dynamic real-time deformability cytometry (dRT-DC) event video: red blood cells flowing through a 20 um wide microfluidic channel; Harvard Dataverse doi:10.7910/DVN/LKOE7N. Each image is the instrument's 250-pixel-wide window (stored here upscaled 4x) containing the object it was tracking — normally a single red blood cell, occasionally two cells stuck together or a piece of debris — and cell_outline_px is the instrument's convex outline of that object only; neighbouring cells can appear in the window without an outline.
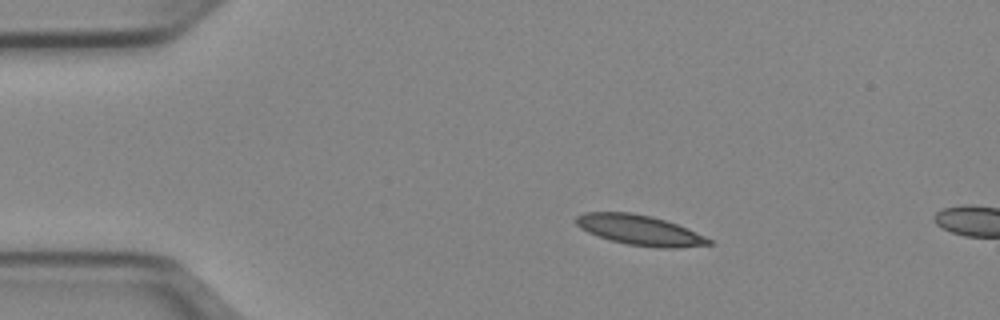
{"species": "Egyptian fruit bat (a non-hibernating species)", "species_latin": "Rousettus aegyptiacus", "temperature_condition": "cold", "stored_images_in_passage": 5, "camera_frame_rate_fps": 3000, "um_per_image_px": 0.085, "animal": {"sex": "female"}, "frame": {"image": 1, "passage_image": 1, "time_ms": 0.0, "image_size_px": [1000, 320], "cell_outline_px": [[712, 244], [676, 248], [656, 248], [628, 244], [612, 240], [588, 232], [580, 228], [576, 224], [576, 216], [584, 212], [632, 212], [652, 216], [676, 224], [704, 236], [712, 240]], "centroid_in_image_um": [54.36, 19.55], "position_along_channel_um": 30.6, "area_um2": 23.06}}